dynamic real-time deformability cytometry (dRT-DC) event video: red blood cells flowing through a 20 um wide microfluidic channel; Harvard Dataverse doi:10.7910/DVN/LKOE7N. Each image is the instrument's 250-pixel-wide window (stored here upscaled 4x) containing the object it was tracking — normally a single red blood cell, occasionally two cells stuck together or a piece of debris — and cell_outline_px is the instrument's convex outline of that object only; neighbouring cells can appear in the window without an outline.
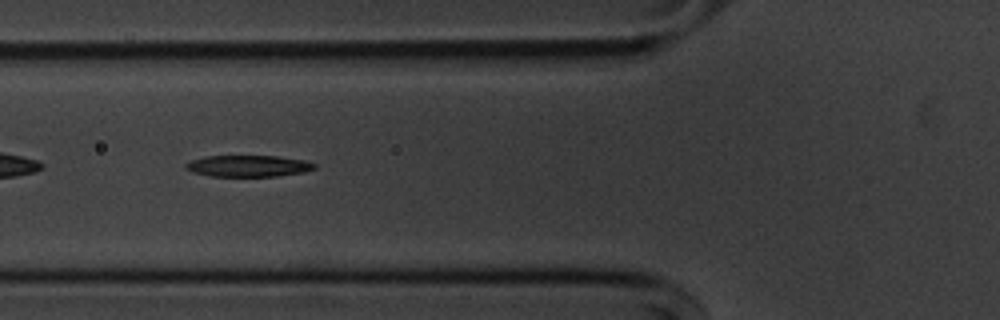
{"species": "common noctule bat (a hibernating species)", "species_latin": "Nyctalus noctula", "temperature_condition": "cold", "stored_images_in_passage": 40, "camera_frame_rate_fps": 3000, "um_per_image_px": 0.085, "animal": {"sex": "male", "body_mass_g": 20.1, "forearm_length_mm": 53.5}, "frame": {"image": 1, "passage_image": 5, "time_ms": 1.333, "image_size_px": [1000, 320], "cell_outline_px": [[316, 168], [304, 172], [276, 176], [212, 176], [192, 172], [184, 168], [184, 164], [192, 160], [204, 156], [276, 156], [304, 160], [316, 164]], "centroid_in_image_um": [21.08, 14.1], "position_along_channel_um": 104.7, "area_um2": 16.07}}
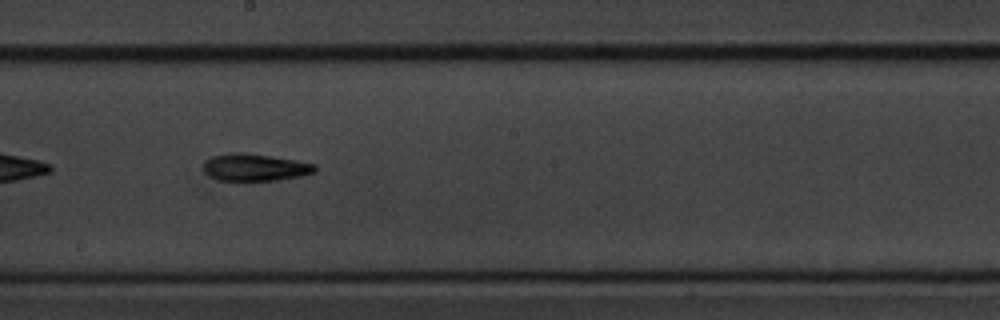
{"frame": {"image": 2, "passage_image": 15, "time_ms": 4.667, "image_size_px": [1000, 320], "cell_outline_px": [[316, 172], [300, 176], [280, 180], [216, 180], [208, 176], [204, 172], [204, 164], [212, 156], [232, 152], [240, 152], [296, 160], [316, 164]], "centroid_in_image_um": [21.68, 14.23], "position_along_channel_um": 226.5, "area_um2": 17.57}}
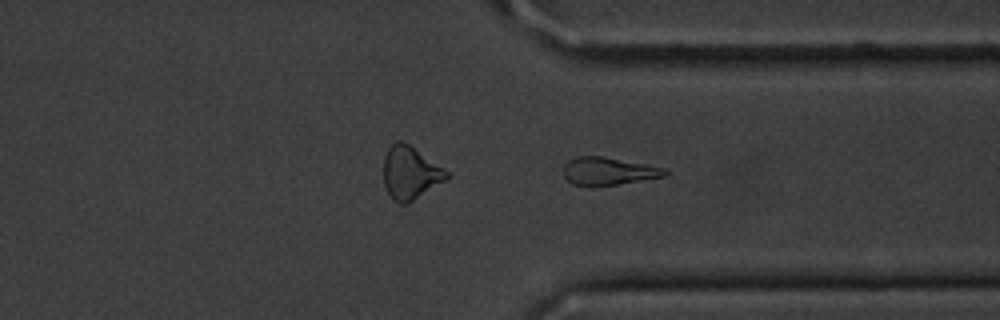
{"frame": {"image": 3, "passage_image": 26, "time_ms": 8.333, "image_size_px": [1000, 320], "cell_outline_px": [[668, 176], [592, 188], [572, 184], [564, 176], [564, 164], [568, 160], [576, 156], [604, 156], [668, 168]], "centroid_in_image_um": [51.73, 14.56], "position_along_channel_um": 359.7, "area_um2": 16.94}}